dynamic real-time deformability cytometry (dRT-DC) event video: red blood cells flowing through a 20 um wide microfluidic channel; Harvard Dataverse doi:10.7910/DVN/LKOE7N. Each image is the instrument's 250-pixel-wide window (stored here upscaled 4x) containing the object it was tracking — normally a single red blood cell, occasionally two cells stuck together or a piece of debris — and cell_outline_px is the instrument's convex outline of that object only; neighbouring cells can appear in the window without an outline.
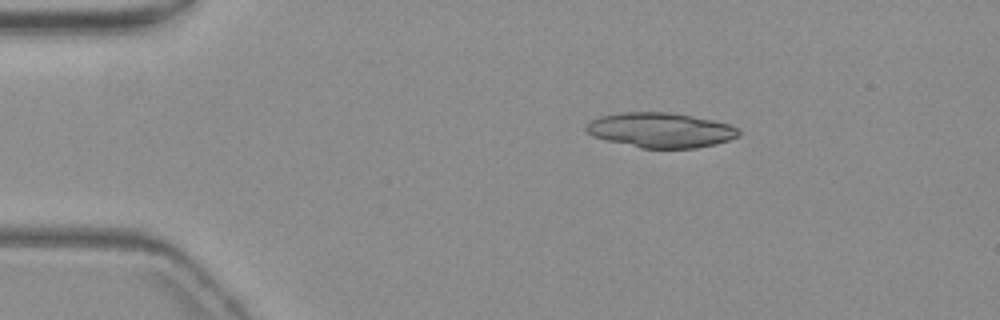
{"species": "common noctule bat (a hibernating species)", "species_latin": "Nyctalus noctula", "temperature_condition": "warm", "stored_images_in_passage": 47, "camera_frame_rate_fps": 3000, "um_per_image_px": 0.085, "animal": {"sex": "female", "body_mass_g": 19.3, "forearm_length_mm": 54.1}, "frame": {"image": 1, "passage_image": 1, "time_ms": 0.0, "image_size_px": [1000, 320], "cell_outline_px": [[740, 136], [716, 144], [696, 148], [640, 148], [592, 136], [584, 128], [588, 120], [600, 116], [620, 112], [668, 112], [692, 116], [712, 120], [728, 124], [736, 128], [740, 132]], "centroid_in_image_um": [56.12, 11.05], "position_along_channel_um": 28.9, "area_um2": 31.04}}
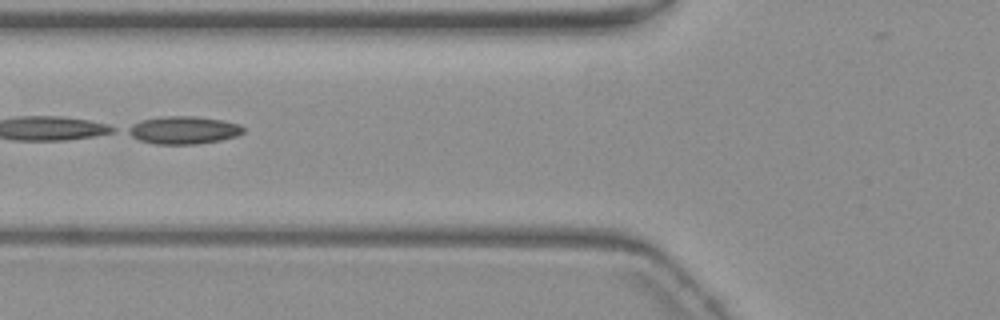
{"frame": {"image": 2, "passage_image": 13, "time_ms": 4.0, "image_size_px": [1000, 320], "cell_outline_px": [[244, 132], [236, 136], [220, 140], [196, 144], [156, 144], [140, 140], [124, 132], [124, 128], [140, 120], [164, 116], [196, 116], [224, 120], [240, 124], [244, 128]], "centroid_in_image_um": [15.57, 11.05], "position_along_channel_um": 110.2, "area_um2": 18.84}}
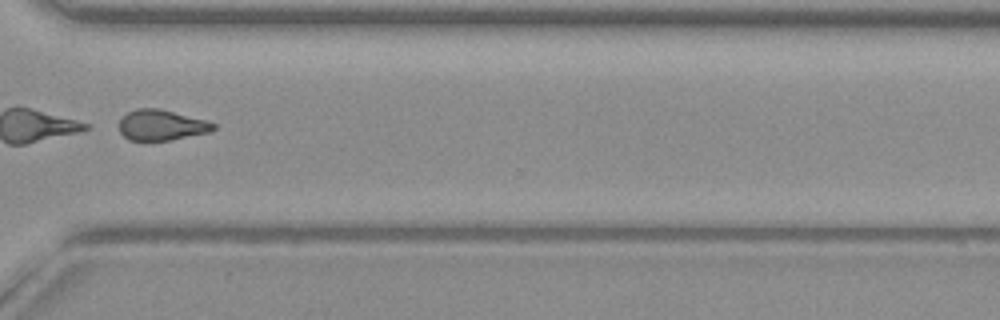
{"frame": {"image": 3, "passage_image": 33, "time_ms": 10.667, "image_size_px": [1000, 320], "cell_outline_px": [[216, 128], [212, 132], [168, 140], [128, 140], [120, 132], [120, 120], [128, 112], [136, 108], [156, 108], [204, 120], [216, 124]], "centroid_in_image_um": [13.72, 10.64], "position_along_channel_um": 356.9, "area_um2": 16.53}}